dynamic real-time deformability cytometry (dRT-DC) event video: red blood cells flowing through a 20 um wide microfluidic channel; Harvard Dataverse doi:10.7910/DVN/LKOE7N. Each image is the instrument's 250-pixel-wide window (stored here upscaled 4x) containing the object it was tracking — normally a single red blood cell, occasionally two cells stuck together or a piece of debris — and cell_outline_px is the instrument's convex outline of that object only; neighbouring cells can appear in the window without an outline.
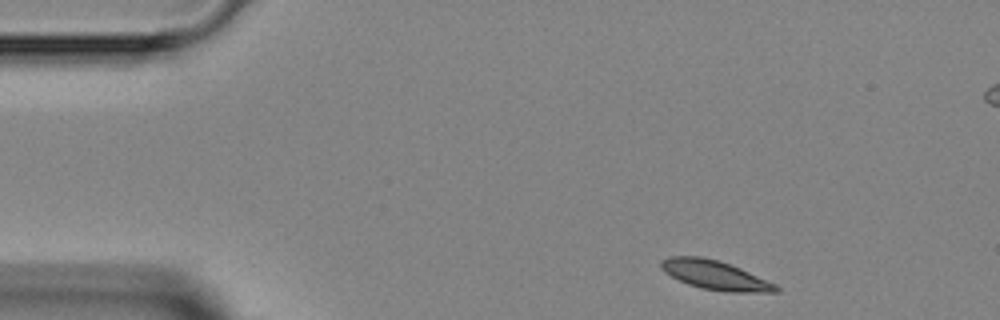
{"species": "Egyptian fruit bat (a non-hibernating species)", "species_latin": "Rousettus aegyptiacus", "temperature_condition": "room temperature", "stored_images_in_passage": 2, "camera_frame_rate_fps": 3000, "um_per_image_px": 0.085, "animal": {"sex": "female"}, "frame": {"image": 1, "passage_image": 1, "time_ms": 0.0, "image_size_px": [1000, 320], "cell_outline_px": [[780, 292], [728, 292], [700, 288], [688, 284], [664, 272], [660, 268], [660, 260], [668, 256], [700, 256], [716, 260], [740, 268], [776, 284], [780, 288]], "centroid_in_image_um": [60.76, 23.38], "position_along_channel_um": 24.2, "area_um2": 19.42}}